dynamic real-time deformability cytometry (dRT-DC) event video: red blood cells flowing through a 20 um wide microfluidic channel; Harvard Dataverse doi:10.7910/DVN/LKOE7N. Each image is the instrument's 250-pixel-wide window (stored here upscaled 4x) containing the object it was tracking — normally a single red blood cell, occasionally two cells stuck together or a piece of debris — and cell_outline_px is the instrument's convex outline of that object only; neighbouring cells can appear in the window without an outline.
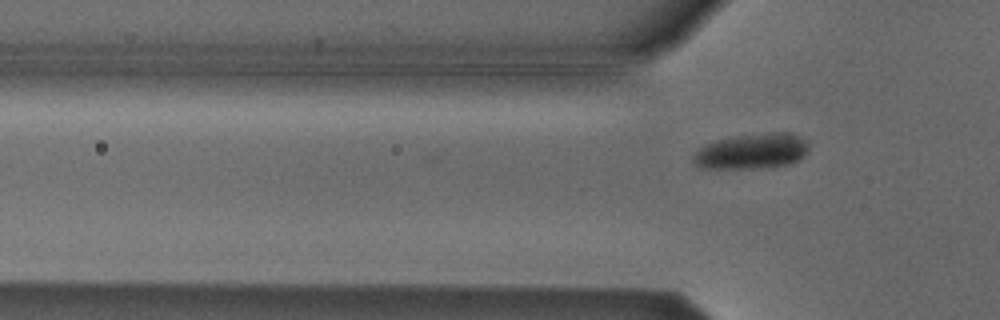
{"species": "Egyptian fruit bat (a non-hibernating species)", "species_latin": "Rousettus aegyptiacus", "temperature_condition": "cold", "stored_images_in_passage": 4, "camera_frame_rate_fps": 3000, "um_per_image_px": 0.085, "animal": {"sex": "male"}, "frame": {"image": 1, "passage_image": 4, "time_ms": 1.0, "image_size_px": [1000, 320], "cell_outline_px": [[808, 152], [804, 156], [796, 160], [784, 164], [760, 168], [700, 168], [692, 164], [692, 156], [704, 144], [716, 140], [736, 136], [780, 132], [784, 132], [808, 140]], "centroid_in_image_um": [63.85, 12.86], "position_along_channel_um": 61.9, "area_um2": 23.58}}